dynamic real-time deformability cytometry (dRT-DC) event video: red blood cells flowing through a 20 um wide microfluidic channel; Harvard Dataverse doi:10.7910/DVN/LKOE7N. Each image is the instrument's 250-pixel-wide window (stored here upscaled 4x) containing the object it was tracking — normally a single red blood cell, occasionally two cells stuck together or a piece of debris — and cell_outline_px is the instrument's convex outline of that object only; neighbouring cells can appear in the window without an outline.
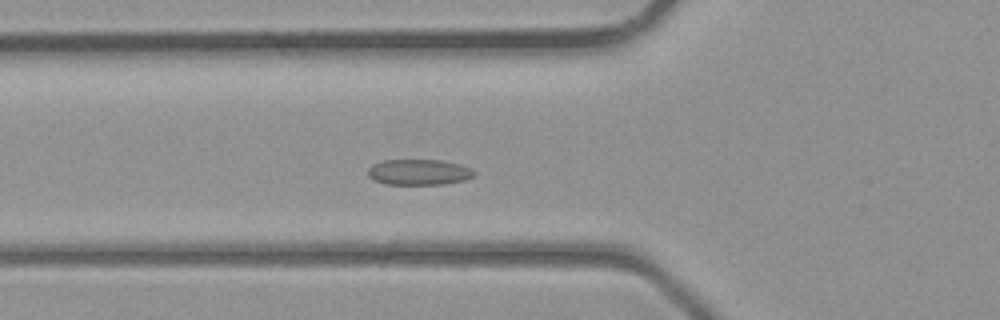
{"species": "common noctule bat (a hibernating species)", "species_latin": "Nyctalus noctula", "temperature_condition": "room temperature", "stored_images_in_passage": 32, "camera_frame_rate_fps": 3000, "um_per_image_px": 0.085, "animal": {"sex": "male", "body_mass_g": 23.1, "forearm_length_mm": 52.7}, "frame": {"image": 1, "passage_image": 6, "time_ms": 1.667, "image_size_px": [1000, 320], "cell_outline_px": [[476, 172], [472, 176], [464, 180], [444, 184], [384, 184], [372, 180], [368, 176], [368, 168], [372, 164], [380, 160], [440, 160], [460, 164], [472, 168]], "centroid_in_image_um": [35.57, 14.62], "position_along_channel_um": 90.2, "area_um2": 16.07}}
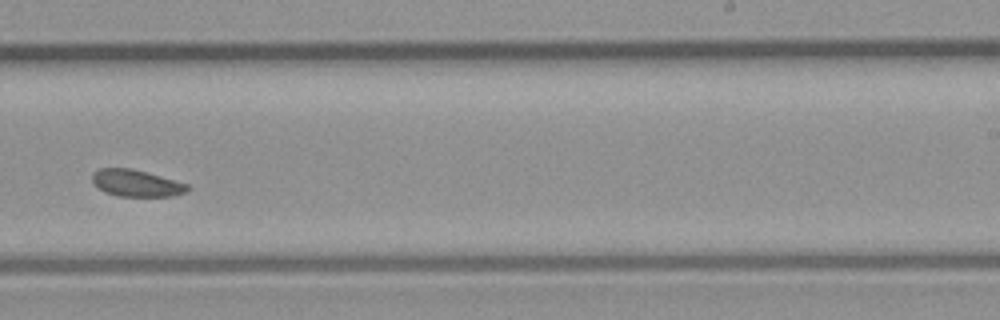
{"frame": {"image": 2, "passage_image": 17, "time_ms": 5.333, "image_size_px": [1000, 320], "cell_outline_px": [[192, 188], [188, 192], [172, 196], [116, 196], [104, 192], [92, 180], [92, 172], [100, 168], [132, 168], [188, 184]], "centroid_in_image_um": [11.61, 15.57], "position_along_channel_um": 277.4, "area_um2": 14.91}}
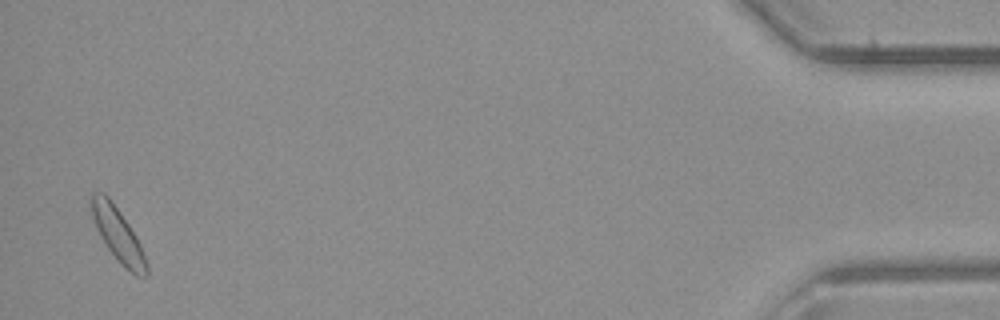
{"frame": {"image": 3, "passage_image": 31, "time_ms": 10.0, "image_size_px": [1000, 320], "cell_outline_px": [[148, 276], [136, 276], [124, 268], [120, 264], [108, 248], [92, 216], [92, 192], [104, 192], [108, 196], [120, 212], [136, 236], [140, 244], [148, 264]], "centroid_in_image_um": [10.08, 19.99], "position_along_channel_um": 425.1, "area_um2": 16.76}}